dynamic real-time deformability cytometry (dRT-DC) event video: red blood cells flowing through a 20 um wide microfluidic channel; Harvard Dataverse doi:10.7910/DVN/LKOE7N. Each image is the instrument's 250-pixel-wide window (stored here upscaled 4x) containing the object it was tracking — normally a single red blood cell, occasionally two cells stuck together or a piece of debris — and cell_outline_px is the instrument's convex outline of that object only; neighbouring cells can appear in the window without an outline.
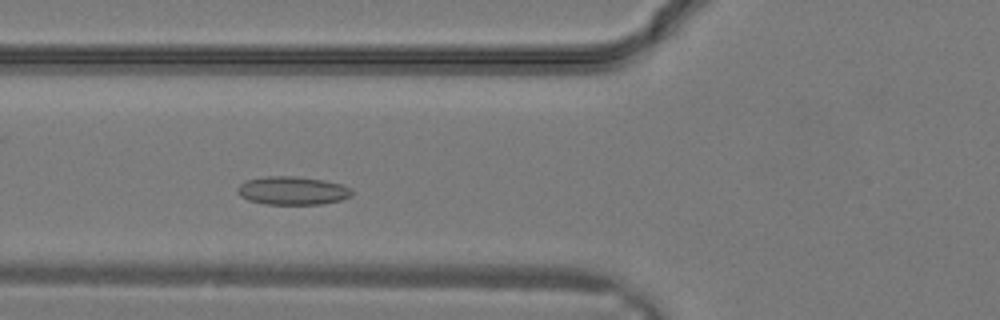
{"species": "common noctule bat (a hibernating species)", "species_latin": "Nyctalus noctula", "temperature_condition": "warm", "stored_images_in_passage": 27, "camera_frame_rate_fps": 3000, "um_per_image_px": 0.085, "animal": {"sex": "male", "body_mass_g": 19.2, "forearm_length_mm": 51.8}, "frame": {"image": 1, "passage_image": 7, "time_ms": 2.0, "image_size_px": [1000, 320], "cell_outline_px": [[352, 196], [340, 200], [320, 204], [264, 204], [248, 200], [240, 196], [236, 192], [236, 188], [244, 180], [264, 176], [296, 176], [324, 180], [340, 184], [352, 188]], "centroid_in_image_um": [24.82, 16.19], "position_along_channel_um": 101.0, "area_um2": 19.07}}
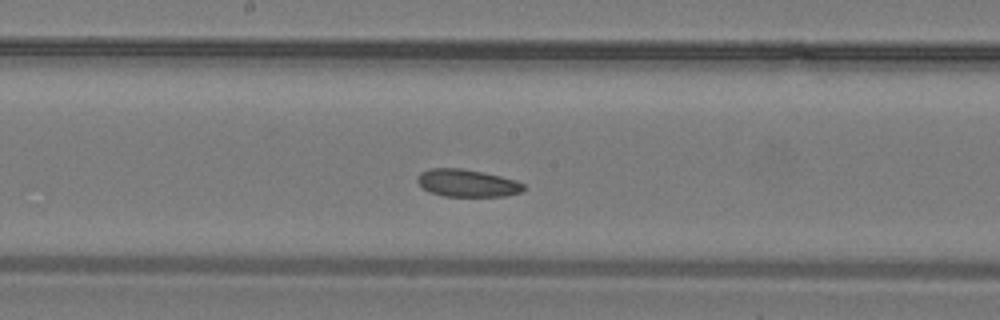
{"frame": {"image": 2, "passage_image": 12, "time_ms": 3.667, "image_size_px": [1000, 320], "cell_outline_px": [[524, 188], [520, 192], [504, 196], [444, 196], [428, 192], [416, 180], [420, 172], [428, 168], [464, 168], [500, 176], [516, 180], [524, 184]], "centroid_in_image_um": [39.68, 15.55], "position_along_channel_um": 208.5, "area_um2": 16.99}}
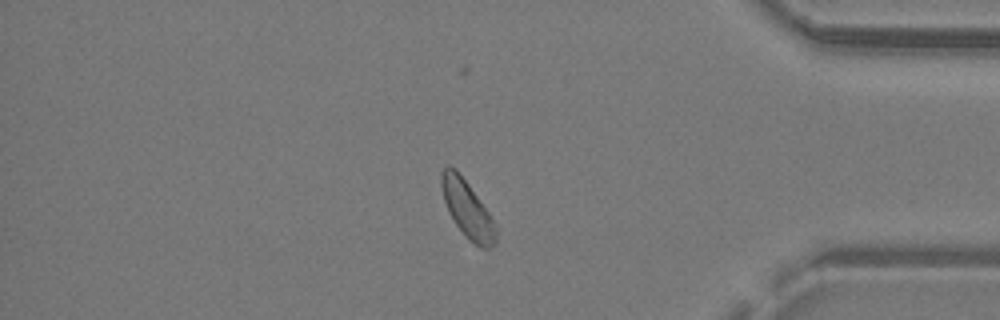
{"frame": {"image": 3, "passage_image": 22, "time_ms": 7.0, "image_size_px": [1000, 320], "cell_outline_px": [[496, 244], [488, 248], [480, 248], [456, 224], [448, 212], [444, 200], [440, 184], [440, 172], [448, 164], [456, 168], [468, 184], [488, 212], [496, 224]], "centroid_in_image_um": [39.7, 17.73], "position_along_channel_um": 395.5, "area_um2": 17.8}}